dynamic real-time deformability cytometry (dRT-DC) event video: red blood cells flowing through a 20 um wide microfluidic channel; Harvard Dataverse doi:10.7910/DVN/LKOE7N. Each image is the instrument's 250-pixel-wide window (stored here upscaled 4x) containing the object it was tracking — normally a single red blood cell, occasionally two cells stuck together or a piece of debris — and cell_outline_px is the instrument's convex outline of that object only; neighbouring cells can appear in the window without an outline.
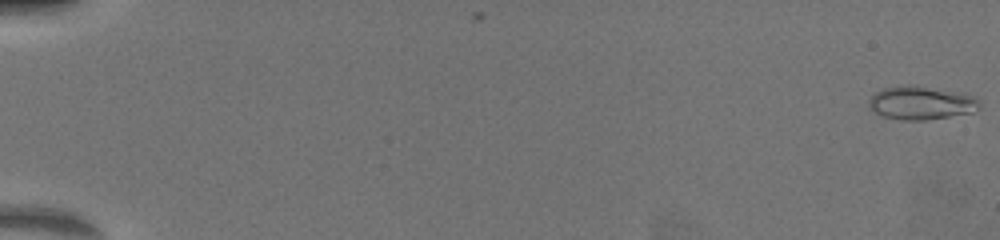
{"species": "common noctule bat (a hibernating species)", "species_latin": "Nyctalus noctula", "temperature_condition": "warm", "stored_images_in_passage": 31, "camera_frame_rate_fps": 3000, "um_per_image_px": 0.085, "animal": {"sex": "female", "body_mass_g": 19.5, "forearm_length_mm": 54.1}, "frame": {"image": 1, "passage_image": 1, "time_ms": 0.0, "image_size_px": [1000, 240], "cell_outline_px": [[980, 108], [972, 112], [924, 120], [900, 120], [884, 116], [868, 108], [868, 100], [876, 92], [884, 88], [924, 88], [972, 96], [980, 104]], "centroid_in_image_um": [78.24, 8.81], "position_along_channel_um": 6.8, "area_um2": 20.11}}
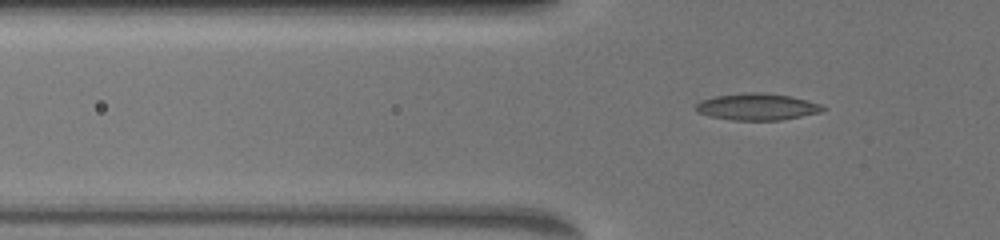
{"frame": {"image": 2, "passage_image": 24, "time_ms": 7.667, "image_size_px": [1000, 240], "cell_outline_px": [[828, 108], [820, 112], [780, 120], [732, 120], [708, 116], [696, 112], [696, 104], [700, 100], [712, 96], [744, 92], [760, 92], [788, 96], [820, 104]], "centroid_in_image_um": [64.28, 9.07], "position_along_channel_um": 61.5, "area_um2": 19.77}}
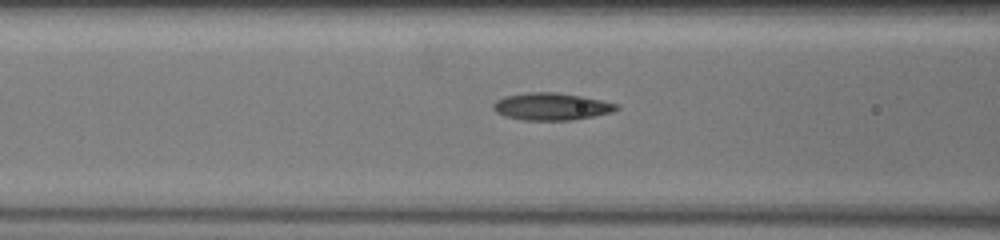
{"frame": {"image": 3, "passage_image": 30, "time_ms": 9.667, "image_size_px": [1000, 240], "cell_outline_px": [[620, 108], [612, 112], [572, 120], [524, 120], [504, 116], [496, 112], [492, 108], [492, 104], [496, 100], [504, 96], [528, 92], [556, 92], [580, 96], [600, 100], [616, 104]], "centroid_in_image_um": [46.81, 9.05], "position_along_channel_um": 119.8, "area_um2": 19.48}}